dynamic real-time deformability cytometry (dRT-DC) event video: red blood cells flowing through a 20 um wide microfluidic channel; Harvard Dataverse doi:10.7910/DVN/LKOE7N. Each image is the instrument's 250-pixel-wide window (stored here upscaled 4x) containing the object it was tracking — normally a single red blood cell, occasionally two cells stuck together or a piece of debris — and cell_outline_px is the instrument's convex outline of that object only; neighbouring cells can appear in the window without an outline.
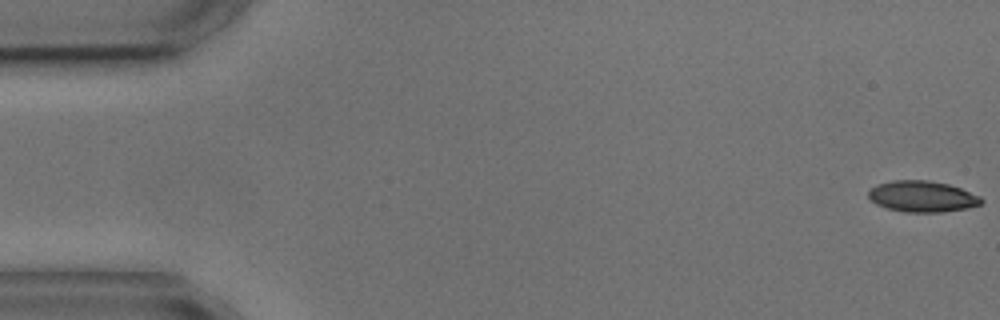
{"species": "common noctule bat (a hibernating species)", "species_latin": "Nyctalus noctula", "temperature_condition": "cold", "stored_images_in_passage": 5, "camera_frame_rate_fps": 3000, "um_per_image_px": 0.085, "animal": {"sex": "male", "body_mass_g": 17.9, "forearm_length_mm": 54.2}, "frame": {"image": 1, "passage_image": 1, "time_ms": 0.0, "image_size_px": [1000, 320], "cell_outline_px": [[984, 200], [980, 204], [968, 208], [944, 212], [904, 212], [888, 208], [876, 204], [868, 196], [868, 192], [876, 184], [892, 180], [928, 180], [948, 184], [960, 188], [980, 196]], "centroid_in_image_um": [78.39, 16.7], "position_along_channel_um": 6.6, "area_um2": 20.46}}
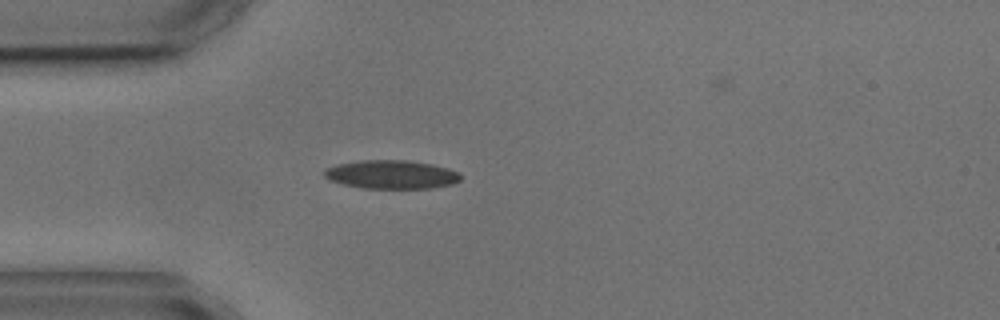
{"frame": {"image": 2, "passage_image": 5, "time_ms": 4.667, "image_size_px": [1000, 320], "cell_outline_px": [[460, 180], [452, 184], [432, 188], [360, 188], [328, 180], [324, 176], [324, 168], [336, 164], [360, 160], [408, 160], [432, 164], [448, 168], [460, 172]], "centroid_in_image_um": [33.25, 14.82], "position_along_channel_um": 51.8, "area_um2": 22.89}}